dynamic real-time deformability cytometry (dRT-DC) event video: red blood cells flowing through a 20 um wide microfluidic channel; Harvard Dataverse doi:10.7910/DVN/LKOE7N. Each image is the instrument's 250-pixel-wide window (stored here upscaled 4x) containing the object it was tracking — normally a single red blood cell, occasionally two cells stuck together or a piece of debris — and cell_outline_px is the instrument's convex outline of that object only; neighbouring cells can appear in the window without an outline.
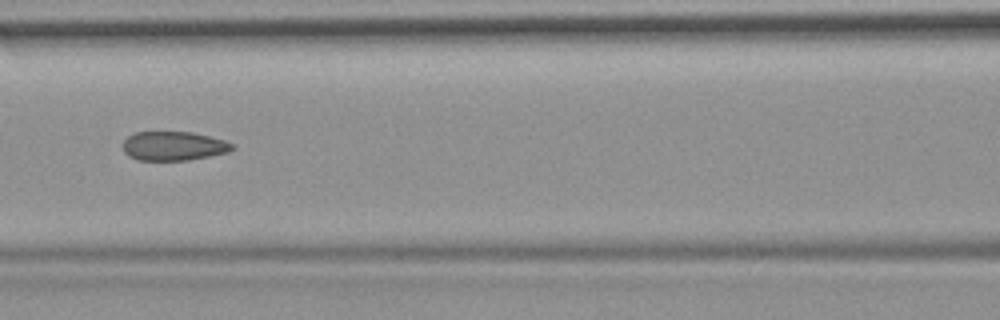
{"species": "common noctule bat (a hibernating species)", "species_latin": "Nyctalus noctula", "temperature_condition": "room temperature", "stored_images_in_passage": 8, "camera_frame_rate_fps": 3000, "um_per_image_px": 0.085, "animal": {"sex": "female", "body_mass_g": 19.9}, "frame": {"image": 1, "passage_image": 8, "time_ms": 2.333, "image_size_px": [1000, 320], "cell_outline_px": [[236, 148], [228, 152], [212, 156], [188, 160], [136, 160], [128, 156], [124, 152], [124, 140], [128, 136], [136, 132], [192, 132], [224, 140], [232, 144]], "centroid_in_image_um": [14.76, 12.42], "position_along_channel_um": 151.8, "area_um2": 18.55}}